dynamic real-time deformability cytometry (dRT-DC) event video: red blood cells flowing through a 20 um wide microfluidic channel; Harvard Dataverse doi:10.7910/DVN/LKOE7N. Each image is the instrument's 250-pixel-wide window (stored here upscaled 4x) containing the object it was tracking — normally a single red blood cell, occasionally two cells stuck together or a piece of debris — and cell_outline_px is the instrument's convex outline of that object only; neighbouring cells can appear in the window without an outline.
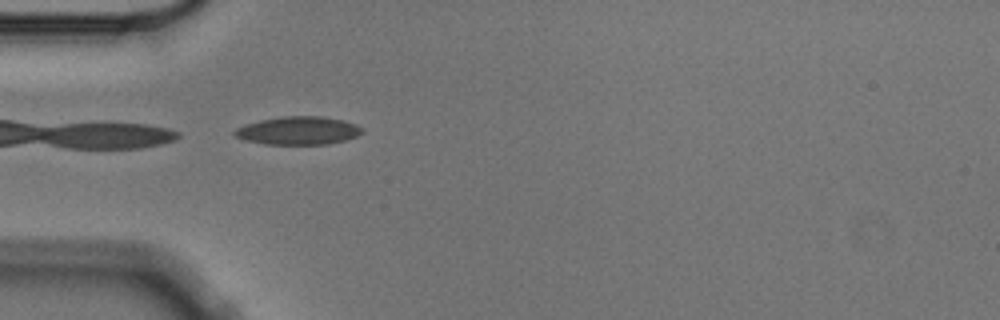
{"species": "Egyptian fruit bat (a non-hibernating species)", "species_latin": "Rousettus aegyptiacus", "temperature_condition": "cold", "stored_images_in_passage": 2, "camera_frame_rate_fps": 3000, "um_per_image_px": 0.085, "animal": {"sex": "male"}, "frame": {"image": 1, "passage_image": 1, "time_ms": 0.0, "image_size_px": [1000, 320], "cell_outline_px": [[364, 132], [348, 140], [328, 144], [264, 144], [244, 140], [232, 136], [232, 132], [236, 128], [244, 124], [260, 120], [284, 116], [320, 116], [344, 120], [356, 124], [364, 128]], "centroid_in_image_um": [25.35, 11.1], "position_along_channel_um": 59.7, "area_um2": 21.21}}
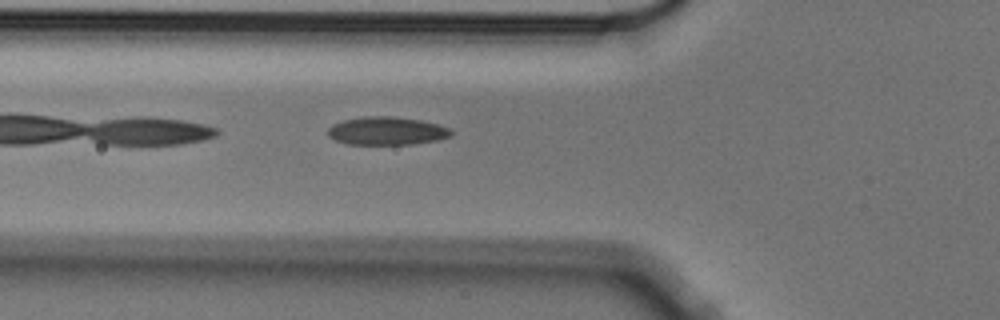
{"frame": {"image": 2, "passage_image": 2, "time_ms": 0.333, "image_size_px": [1000, 320], "cell_outline_px": [[452, 136], [436, 140], [412, 144], [348, 144], [336, 140], [328, 136], [328, 128], [332, 124], [344, 120], [364, 116], [392, 116], [420, 120], [452, 128]], "centroid_in_image_um": [32.88, 11.12], "position_along_channel_um": 92.9, "area_um2": 20.17}}